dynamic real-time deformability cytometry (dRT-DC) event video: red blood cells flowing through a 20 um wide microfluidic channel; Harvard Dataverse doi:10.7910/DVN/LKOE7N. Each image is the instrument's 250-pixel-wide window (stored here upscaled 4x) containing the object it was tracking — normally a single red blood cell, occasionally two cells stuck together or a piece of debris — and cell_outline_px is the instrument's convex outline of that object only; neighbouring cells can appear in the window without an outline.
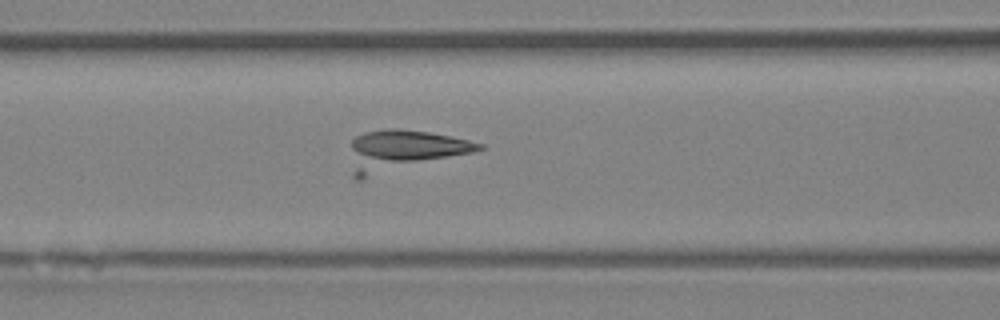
{"species": "Egyptian fruit bat (a non-hibernating species)", "species_latin": "Rousettus aegyptiacus", "temperature_condition": "room temperature", "stored_images_in_passage": 38, "camera_frame_rate_fps": 3000, "um_per_image_px": 0.085, "animal": {"sex": "female"}, "frame": {"image": 1, "passage_image": 8, "time_ms": 2.333, "image_size_px": [1000, 320], "cell_outline_px": [[484, 148], [472, 152], [360, 180], [356, 180], [352, 176], [352, 140], [356, 136], [364, 132], [384, 128], [400, 128], [428, 132], [452, 136], [484, 144]], "centroid_in_image_um": [34.25, 12.79], "position_along_channel_um": 132.3, "area_um2": 30.46}}
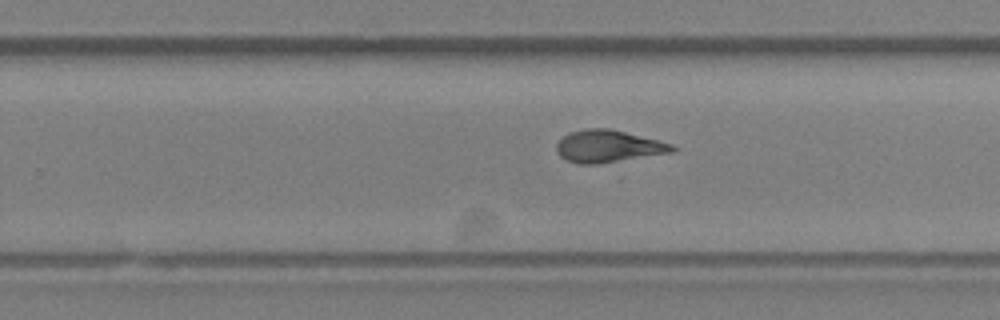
{"frame": {"image": 2, "passage_image": 19, "time_ms": 6.0, "image_size_px": [1000, 320], "cell_outline_px": [[676, 152], [596, 164], [580, 164], [568, 160], [560, 156], [556, 152], [556, 144], [568, 132], [584, 128], [612, 128], [672, 144], [676, 148]], "centroid_in_image_um": [51.7, 12.42], "position_along_channel_um": 278.1, "area_um2": 21.85}}
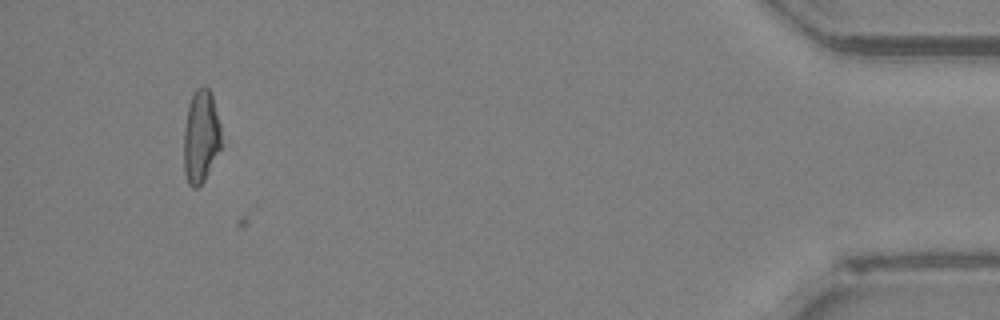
{"frame": {"image": 3, "passage_image": 35, "time_ms": 11.333, "image_size_px": [1000, 320], "cell_outline_px": [[220, 148], [204, 180], [196, 188], [192, 188], [188, 184], [184, 172], [184, 128], [188, 104], [196, 88], [204, 84], [208, 88], [212, 96], [220, 124]], "centroid_in_image_um": [17.05, 11.59], "position_along_channel_um": 418.1, "area_um2": 20.17}}